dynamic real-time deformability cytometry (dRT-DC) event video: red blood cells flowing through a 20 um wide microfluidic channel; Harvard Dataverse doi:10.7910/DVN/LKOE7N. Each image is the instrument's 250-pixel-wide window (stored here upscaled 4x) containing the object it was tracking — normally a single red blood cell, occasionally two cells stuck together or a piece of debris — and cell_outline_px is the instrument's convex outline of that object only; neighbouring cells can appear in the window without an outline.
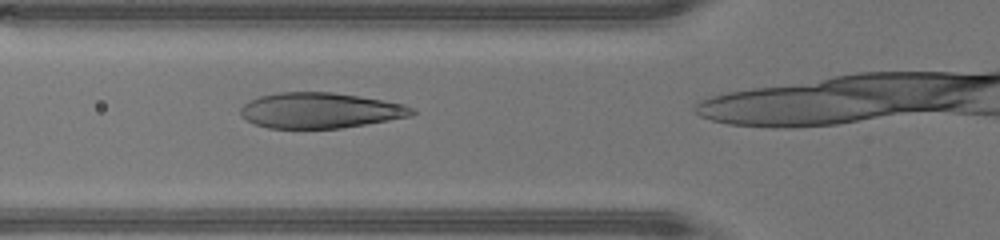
{"species": "human", "species_latin": "Homo sapiens", "temperature_condition": "warm", "stored_images_in_passage": 19, "camera_frame_rate_fps": 3000, "um_per_image_px": 0.085, "donor": {"sex": "male"}, "frame": {"image": 1, "passage_image": 10, "time_ms": 3.0, "image_size_px": [1000, 240], "cell_outline_px": [[416, 112], [412, 116], [340, 128], [268, 128], [256, 124], [248, 120], [240, 112], [240, 108], [248, 100], [260, 96], [280, 92], [332, 92], [360, 96], [404, 104], [412, 108]], "centroid_in_image_um": [27.22, 9.38], "position_along_channel_um": 98.6, "area_um2": 35.26}}
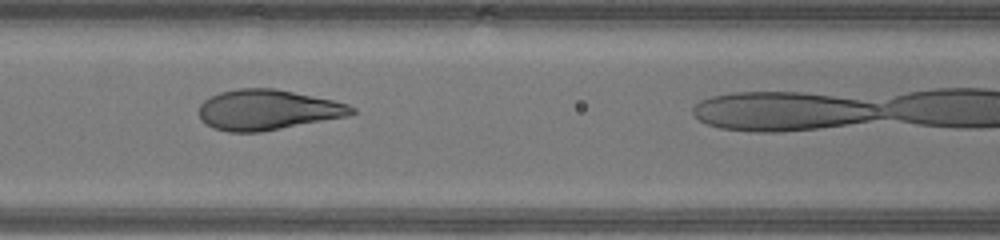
{"frame": {"image": 2, "passage_image": 13, "time_ms": 4.0, "image_size_px": [1000, 240], "cell_outline_px": [[356, 112], [352, 116], [260, 132], [228, 132], [212, 128], [204, 124], [200, 120], [200, 104], [204, 100], [220, 92], [240, 88], [276, 88], [332, 100], [348, 104], [356, 108]], "centroid_in_image_um": [22.77, 9.35], "position_along_channel_um": 143.8, "area_um2": 36.18}}
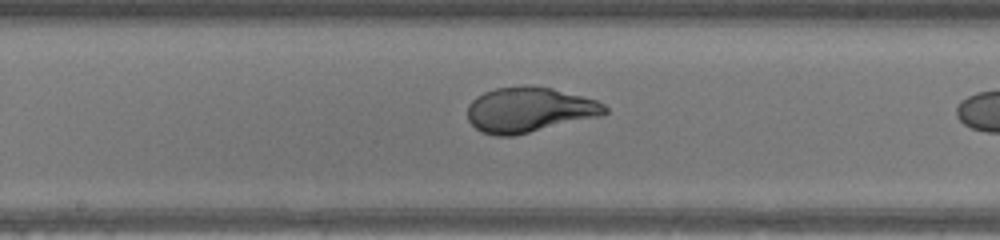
{"frame": {"image": 3, "passage_image": 17, "time_ms": 5.333, "image_size_px": [1000, 240], "cell_outline_px": [[608, 112], [600, 116], [512, 136], [496, 136], [480, 132], [468, 120], [468, 104], [476, 96], [484, 92], [496, 88], [524, 84], [528, 84], [552, 88], [596, 100], [604, 104], [608, 108]], "centroid_in_image_um": [44.96, 9.32], "position_along_channel_um": 203.2, "area_um2": 36.24}}